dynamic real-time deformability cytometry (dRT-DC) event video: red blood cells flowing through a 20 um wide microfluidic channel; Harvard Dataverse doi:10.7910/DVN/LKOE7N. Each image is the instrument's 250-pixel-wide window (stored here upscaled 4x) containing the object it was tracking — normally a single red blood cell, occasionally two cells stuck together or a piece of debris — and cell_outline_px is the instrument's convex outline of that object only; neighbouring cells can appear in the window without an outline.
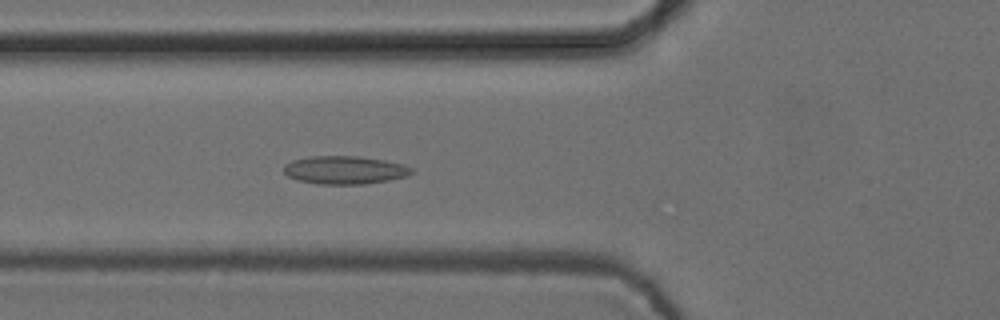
{"species": "common noctule bat (a hibernating species)", "species_latin": "Nyctalus noctula", "temperature_condition": "cold", "stored_images_in_passage": 39, "camera_frame_rate_fps": 3000, "um_per_image_px": 0.085, "animal": {"sex": "female", "body_mass_g": 24.6, "forearm_length_mm": 56.2}, "frame": {"image": 1, "passage_image": 5, "time_ms": 1.333, "image_size_px": [1000, 320], "cell_outline_px": [[416, 172], [408, 176], [388, 180], [364, 184], [316, 184], [296, 180], [288, 176], [284, 172], [284, 164], [292, 160], [308, 156], [360, 156], [384, 160], [404, 164], [412, 168]], "centroid_in_image_um": [29.31, 14.45], "position_along_channel_um": 96.5, "area_um2": 21.21}}
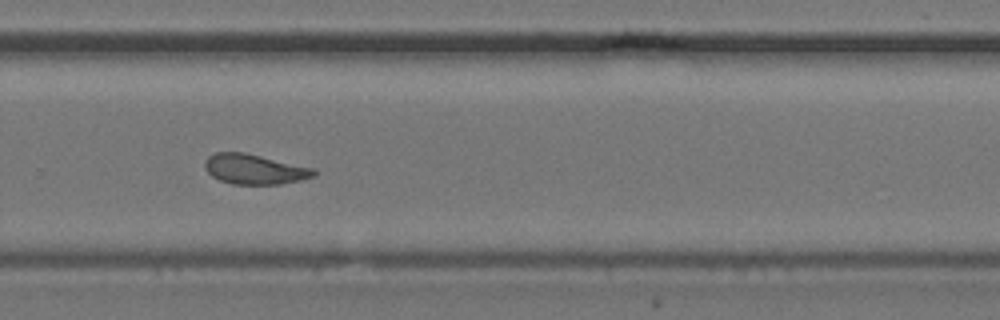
{"frame": {"image": 2, "passage_image": 22, "time_ms": 7.0, "image_size_px": [1000, 320], "cell_outline_px": [[316, 176], [300, 180], [280, 184], [232, 184], [220, 180], [212, 176], [204, 168], [204, 160], [208, 156], [216, 152], [244, 152], [316, 168]], "centroid_in_image_um": [21.64, 14.37], "position_along_channel_um": 308.2, "area_um2": 19.25}}
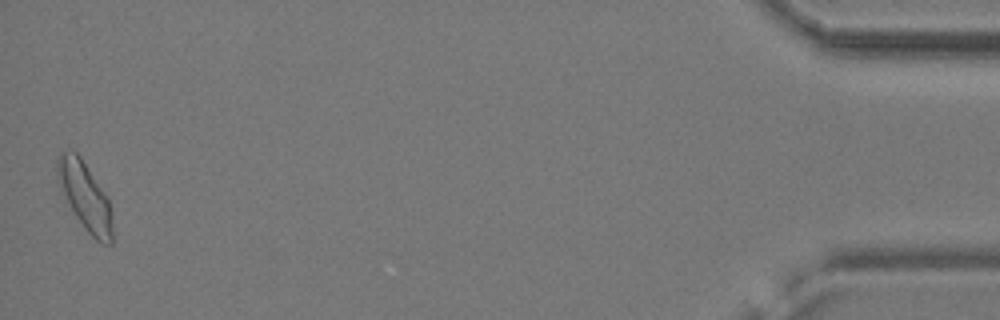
{"frame": {"image": 3, "passage_image": 39, "time_ms": 12.667, "image_size_px": [1000, 320], "cell_outline_px": [[112, 244], [104, 244], [96, 240], [88, 232], [76, 216], [68, 204], [60, 184], [56, 172], [56, 160], [60, 152], [76, 152], [80, 156], [108, 196], [112, 212]], "centroid_in_image_um": [7.25, 16.68], "position_along_channel_um": 427.9, "area_um2": 21.62}, "authors_computed_cell_mechanics": {"area_um2": 19.2474, "velocity_mm_per_s": 3.7276, "shape_relaxation_time_tau1_ms": null, "shape_relaxation_time_tau2_ms": 2.4656, "deformation_change_tau1": null, "deformation_change_tau2": 0.0672}}